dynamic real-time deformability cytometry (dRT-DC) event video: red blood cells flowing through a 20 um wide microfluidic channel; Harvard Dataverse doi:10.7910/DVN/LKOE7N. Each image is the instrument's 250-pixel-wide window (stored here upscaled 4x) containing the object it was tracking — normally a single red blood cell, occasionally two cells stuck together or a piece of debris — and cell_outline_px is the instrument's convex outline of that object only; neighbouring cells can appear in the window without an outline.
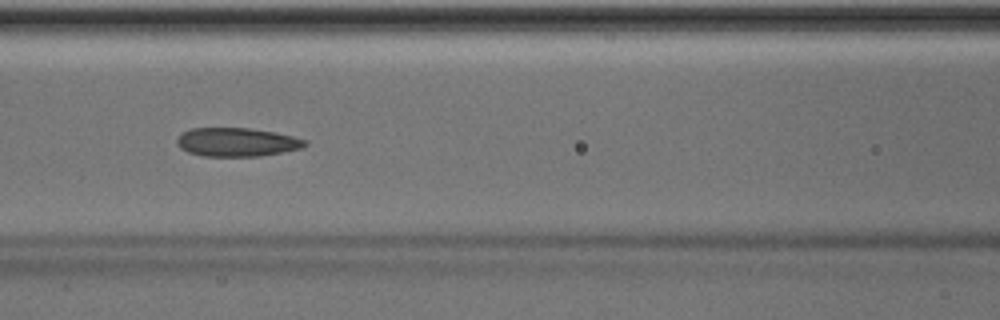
{"species": "Egyptian fruit bat (a non-hibernating species)", "species_latin": "Rousettus aegyptiacus", "temperature_condition": "room temperature", "stored_images_in_passage": 31, "camera_frame_rate_fps": 3000, "um_per_image_px": 0.085, "animal": {"sex": "male"}, "frame": {"image": 1, "passage_image": 10, "time_ms": 3.0, "image_size_px": [1000, 320], "cell_outline_px": [[308, 144], [300, 148], [260, 156], [204, 156], [188, 152], [180, 148], [176, 144], [176, 140], [184, 132], [192, 128], [248, 128], [276, 132], [308, 140]], "centroid_in_image_um": [20.13, 12.08], "position_along_channel_um": 146.5, "area_um2": 21.27}, "authors_computed_cell_mechanics": {"area_um2": 21.2704, "velocity_mm_per_s": 4.0356, "shape_relaxation_time_tau1_ms": null, "shape_relaxation_time_tau2_ms": 6.2579, "deformation_change_tau1": null, "deformation_change_tau2": 0.1544}}